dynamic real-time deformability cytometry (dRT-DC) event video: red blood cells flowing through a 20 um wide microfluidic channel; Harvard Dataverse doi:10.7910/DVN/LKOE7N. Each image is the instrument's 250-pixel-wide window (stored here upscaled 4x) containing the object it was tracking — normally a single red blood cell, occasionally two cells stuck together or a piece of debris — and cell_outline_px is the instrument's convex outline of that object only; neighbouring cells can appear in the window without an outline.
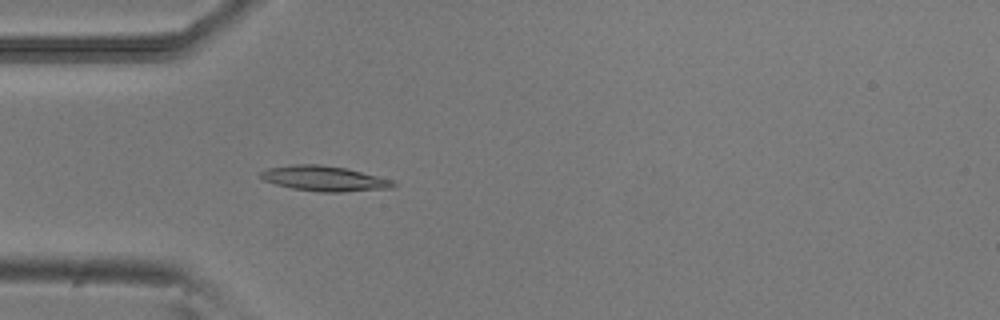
{"species": "common noctule bat (a hibernating species)", "species_latin": "Nyctalus noctula", "temperature_condition": "room temperature", "stored_images_in_passage": 52, "camera_frame_rate_fps": 3000, "um_per_image_px": 0.085, "animal": {"sex": "male", "body_mass_g": 20.5, "forearm_length_mm": 52.5}, "frame": {"image": 1, "passage_image": 15, "time_ms": 4.667, "image_size_px": [1000, 320], "cell_outline_px": [[396, 184], [392, 188], [344, 192], [320, 192], [292, 188], [276, 184], [264, 180], [260, 176], [260, 172], [268, 168], [292, 164], [320, 164], [344, 168], [392, 180]], "centroid_in_image_um": [27.54, 15.18], "position_along_channel_um": 57.5, "area_um2": 19.25}}
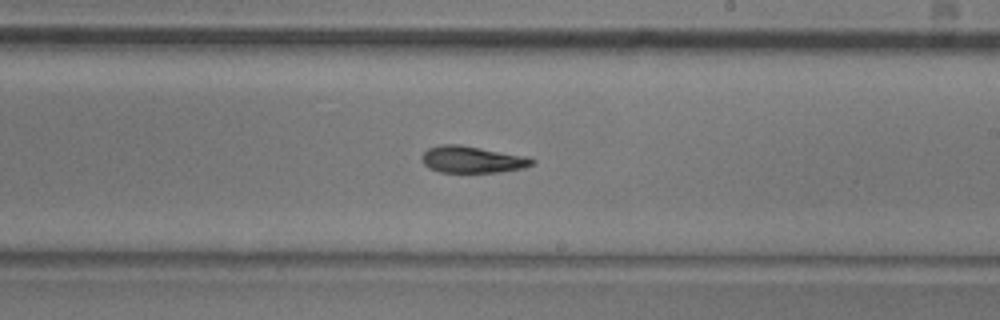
{"frame": {"image": 2, "passage_image": 30, "time_ms": 9.667, "image_size_px": [1000, 320], "cell_outline_px": [[536, 164], [524, 168], [500, 172], [440, 172], [428, 168], [420, 160], [420, 156], [428, 148], [440, 144], [460, 144], [532, 156], [536, 160]], "centroid_in_image_um": [40.2, 13.54], "position_along_channel_um": 248.8, "area_um2": 17.8}}
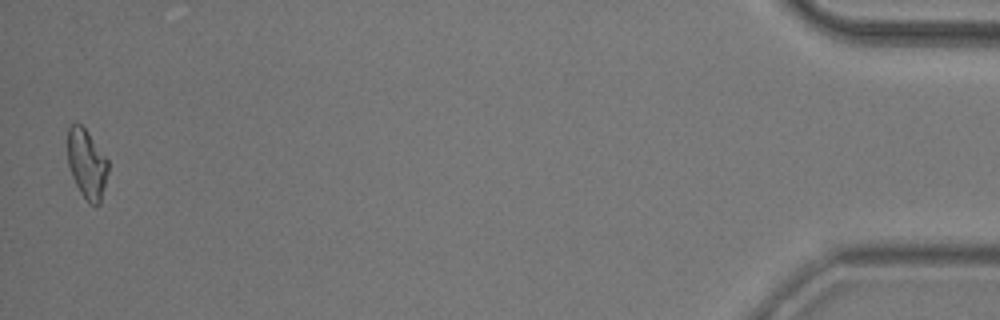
{"frame": {"image": 3, "passage_image": 51, "time_ms": 16.667, "image_size_px": [1000, 320], "cell_outline_px": [[108, 172], [100, 204], [88, 204], [80, 192], [72, 176], [68, 164], [68, 128], [76, 120], [84, 128], [108, 160]], "centroid_in_image_um": [7.37, 13.94], "position_along_channel_um": 427.8, "area_um2": 16.24}, "authors_computed_cell_mechanics": {"area_um2": 17.2822, "velocity_mm_per_s": 3.8808, "shape_relaxation_time_tau1_ms": 5.036, "shape_relaxation_time_tau2_ms": 4.3784, "deformation_change_tau1": 0.1498, "deformation_change_tau2": 0.1144}}